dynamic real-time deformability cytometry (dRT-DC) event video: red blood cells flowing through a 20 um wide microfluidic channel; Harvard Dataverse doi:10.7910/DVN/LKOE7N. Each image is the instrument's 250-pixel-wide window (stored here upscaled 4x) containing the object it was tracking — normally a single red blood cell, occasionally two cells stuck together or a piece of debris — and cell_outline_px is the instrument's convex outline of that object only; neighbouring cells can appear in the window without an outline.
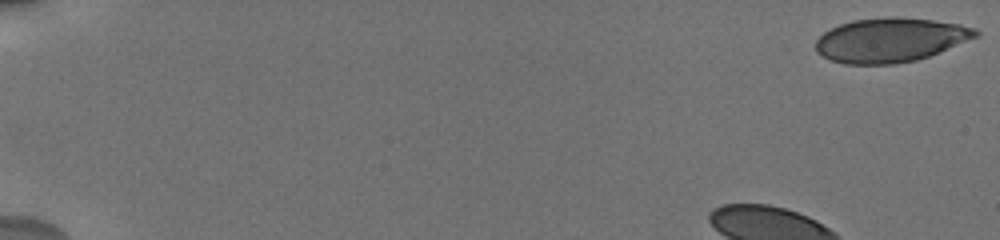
{"species": "human", "species_latin": "Homo sapiens", "temperature_condition": "cold", "stored_images_in_passage": 11, "camera_frame_rate_fps": 3000, "um_per_image_px": 0.085, "donor": {"sex": "male"}, "frame": {"image": 1, "passage_image": 1, "time_ms": 0.0, "image_size_px": [1000, 240], "cell_outline_px": [[980, 36], [928, 56], [916, 60], [892, 64], [844, 64], [820, 56], [816, 52], [816, 40], [824, 32], [840, 24], [852, 20], [884, 16], [892, 16], [932, 20], [960, 24], [976, 28], [980, 32]], "centroid_in_image_um": [75.68, 3.39], "position_along_channel_um": 9.3, "area_um2": 41.38}}
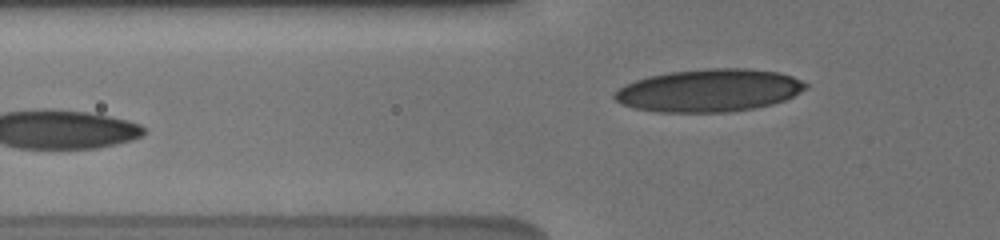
{"frame": {"image": 2, "passage_image": 11, "time_ms": 6.667, "image_size_px": [1000, 240], "cell_outline_px": [[808, 88], [784, 100], [772, 104], [752, 108], [728, 112], [660, 112], [636, 108], [624, 104], [616, 100], [612, 96], [620, 88], [636, 80], [648, 76], [668, 72], [708, 68], [744, 68], [780, 72], [792, 76], [808, 84]], "centroid_in_image_um": [60.31, 7.68], "position_along_channel_um": 65.5, "area_um2": 47.28}}